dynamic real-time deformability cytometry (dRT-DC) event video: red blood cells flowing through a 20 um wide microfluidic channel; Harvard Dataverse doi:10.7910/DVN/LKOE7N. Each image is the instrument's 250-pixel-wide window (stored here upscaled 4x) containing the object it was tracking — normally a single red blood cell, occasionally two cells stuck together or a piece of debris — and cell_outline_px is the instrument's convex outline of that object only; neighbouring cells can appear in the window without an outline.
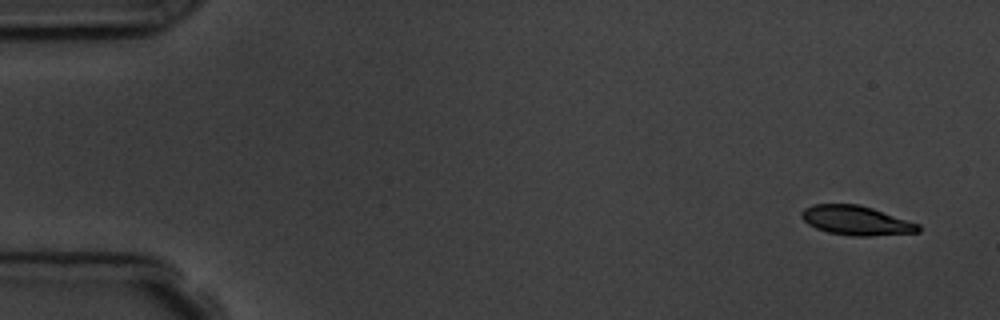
{"species": "common noctule bat (a hibernating species)", "species_latin": "Nyctalus noctula", "temperature_condition": "room temperature", "stored_images_in_passage": 7, "camera_frame_rate_fps": 3000, "um_per_image_px": 0.085, "animal": {"sex": "male", "body_mass_g": 19.5, "forearm_length_mm": 54.6}, "frame": {"image": 1, "passage_image": 1, "time_ms": 0.0, "image_size_px": [1000, 320], "cell_outline_px": [[920, 232], [872, 236], [852, 236], [828, 232], [816, 228], [808, 224], [800, 216], [800, 212], [804, 208], [812, 204], [860, 204], [920, 224]], "centroid_in_image_um": [72.76, 18.74], "position_along_channel_um": 12.2, "area_um2": 20.06}}
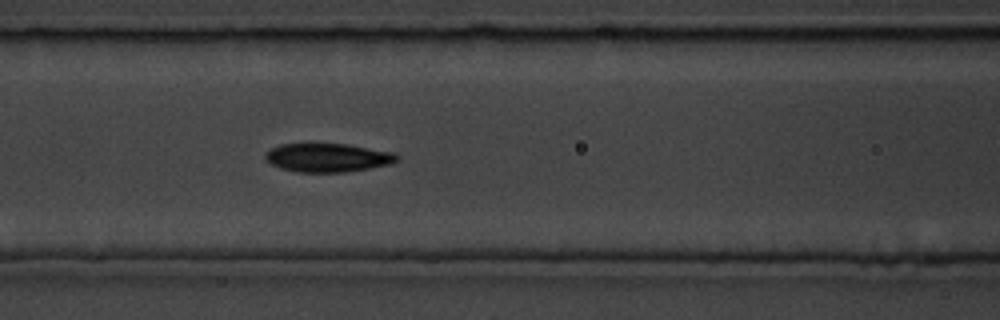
{"frame": {"image": 2, "passage_image": 7, "time_ms": 6.667, "image_size_px": [1000, 320], "cell_outline_px": [[400, 160], [392, 164], [344, 172], [296, 172], [280, 168], [272, 164], [264, 156], [272, 148], [280, 144], [348, 144], [392, 152], [400, 156]], "centroid_in_image_um": [27.9, 13.4], "position_along_channel_um": 138.7, "area_um2": 21.85}}